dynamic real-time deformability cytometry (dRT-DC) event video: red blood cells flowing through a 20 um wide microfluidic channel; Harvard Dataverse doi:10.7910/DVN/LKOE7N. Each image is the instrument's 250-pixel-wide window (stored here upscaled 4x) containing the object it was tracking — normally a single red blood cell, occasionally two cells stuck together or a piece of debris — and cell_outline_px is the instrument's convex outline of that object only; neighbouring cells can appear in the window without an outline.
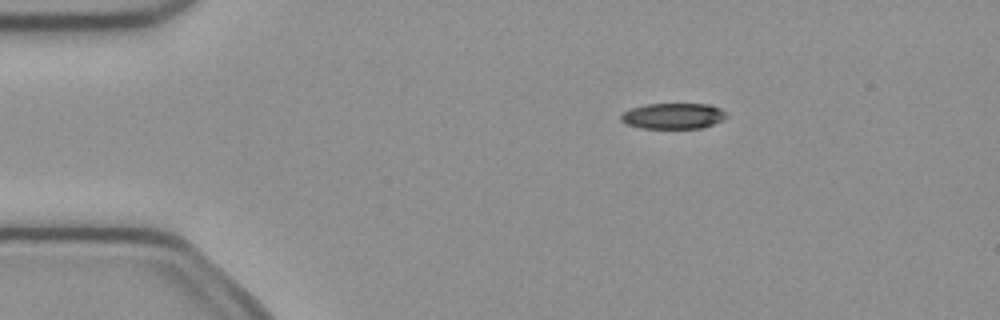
{"species": "common noctule bat (a hibernating species)", "species_latin": "Nyctalus noctula", "temperature_condition": "cold", "stored_images_in_passage": 4, "camera_frame_rate_fps": 3000, "um_per_image_px": 0.085, "animal": {"sex": "female", "body_mass_g": 21.9}, "frame": {"image": 1, "passage_image": 3, "time_ms": 0.667, "image_size_px": [1000, 320], "cell_outline_px": [[728, 116], [724, 120], [700, 128], [640, 128], [628, 124], [620, 120], [620, 116], [624, 112], [632, 108], [644, 104], [712, 104], [728, 112]], "centroid_in_image_um": [57.27, 9.85], "position_along_channel_um": 27.7, "area_um2": 15.95}}